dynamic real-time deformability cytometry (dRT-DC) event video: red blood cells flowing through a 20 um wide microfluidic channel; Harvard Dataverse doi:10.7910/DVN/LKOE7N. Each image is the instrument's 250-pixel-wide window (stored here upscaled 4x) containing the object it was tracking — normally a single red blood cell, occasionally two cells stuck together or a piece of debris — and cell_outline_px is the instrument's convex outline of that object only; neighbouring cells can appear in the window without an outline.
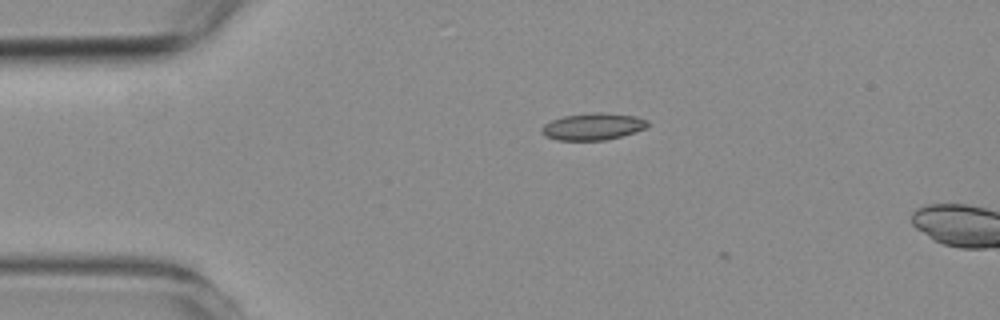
{"species": "common noctule bat (a hibernating species)", "species_latin": "Nyctalus noctula", "temperature_condition": "room temperature", "stored_images_in_passage": 3, "camera_frame_rate_fps": 3000, "um_per_image_px": 0.085, "animal": {"sex": "female", "body_mass_g": 19.3, "forearm_length_mm": 54.1}, "frame": {"image": 1, "passage_image": 1, "time_ms": 0.0, "image_size_px": [1000, 320], "cell_outline_px": [[648, 128], [636, 132], [604, 140], [556, 140], [544, 136], [540, 132], [540, 128], [544, 124], [552, 120], [564, 116], [596, 112], [604, 112], [636, 116], [648, 120]], "centroid_in_image_um": [50.4, 10.75], "position_along_channel_um": 34.6, "area_um2": 16.76}}